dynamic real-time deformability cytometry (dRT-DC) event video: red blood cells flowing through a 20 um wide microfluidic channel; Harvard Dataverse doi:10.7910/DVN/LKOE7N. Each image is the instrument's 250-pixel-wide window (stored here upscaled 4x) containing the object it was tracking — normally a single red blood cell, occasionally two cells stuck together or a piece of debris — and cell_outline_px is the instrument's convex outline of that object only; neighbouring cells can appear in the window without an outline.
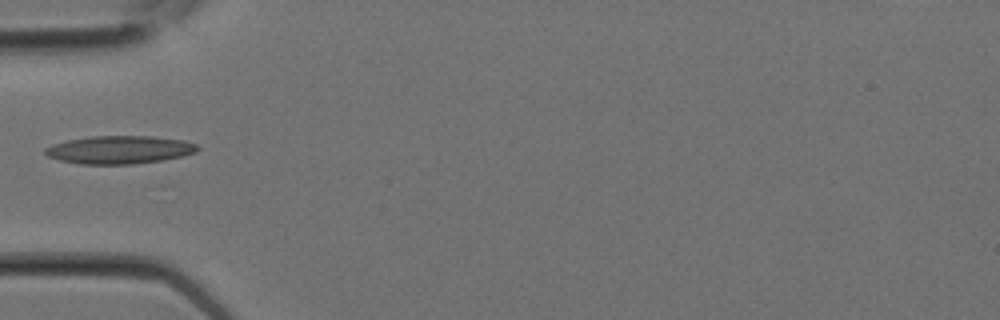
{"species": "Egyptian fruit bat (a non-hibernating species)", "species_latin": "Rousettus aegyptiacus", "temperature_condition": "room temperature", "stored_images_in_passage": 3, "camera_frame_rate_fps": 3000, "um_per_image_px": 0.085, "animal": {"sex": "female"}, "frame": {"image": 1, "passage_image": 3, "time_ms": 0.667, "image_size_px": [1000, 320], "cell_outline_px": [[200, 148], [196, 152], [184, 156], [164, 160], [132, 164], [80, 164], [60, 160], [48, 156], [44, 152], [44, 148], [52, 144], [68, 140], [92, 136], [152, 136], [184, 140], [196, 144]], "centroid_in_image_um": [10.18, 12.73], "position_along_channel_um": 74.8, "area_um2": 24.97}}